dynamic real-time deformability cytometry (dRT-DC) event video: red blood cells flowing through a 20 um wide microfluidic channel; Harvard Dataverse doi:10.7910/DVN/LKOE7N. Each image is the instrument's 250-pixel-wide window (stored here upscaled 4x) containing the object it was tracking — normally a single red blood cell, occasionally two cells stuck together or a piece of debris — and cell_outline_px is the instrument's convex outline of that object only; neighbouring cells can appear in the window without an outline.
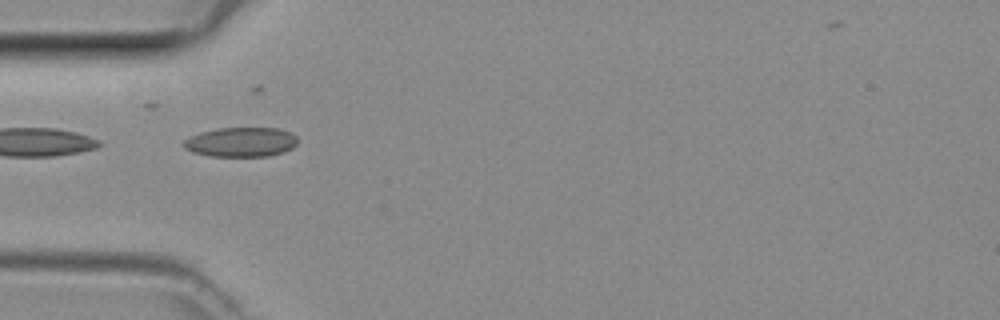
{"species": "common noctule bat (a hibernating species)", "species_latin": "Nyctalus noctula", "temperature_condition": "room temperature", "stored_images_in_passage": 7, "camera_frame_rate_fps": 3000, "um_per_image_px": 0.085, "animal": {"sex": "female", "body_mass_g": 29.2, "forearm_length_mm": 56.3}, "frame": {"image": 1, "passage_image": 4, "time_ms": 1.0, "image_size_px": [1000, 320], "cell_outline_px": [[296, 144], [292, 148], [284, 152], [268, 156], [212, 156], [192, 152], [184, 148], [184, 140], [200, 132], [216, 128], [280, 128], [292, 132], [296, 136]], "centroid_in_image_um": [20.51, 12.07], "position_along_channel_um": 64.5, "area_um2": 19.65}}
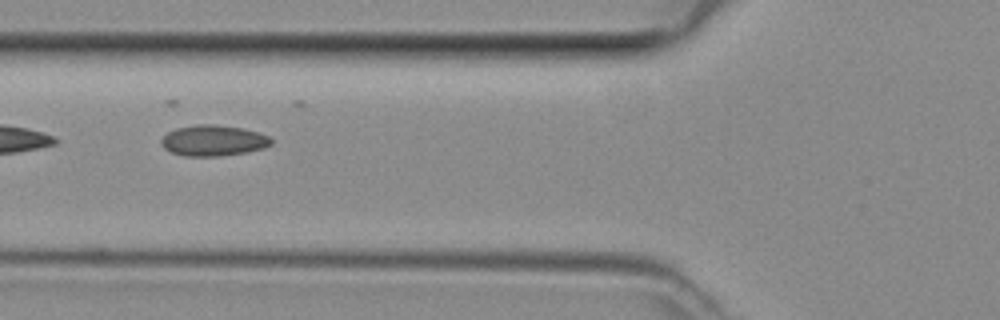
{"frame": {"image": 2, "passage_image": 5, "time_ms": 1.333, "image_size_px": [1000, 320], "cell_outline_px": [[272, 144], [264, 148], [248, 152], [216, 156], [184, 156], [172, 152], [164, 148], [160, 144], [160, 140], [168, 132], [176, 128], [196, 124], [216, 124], [244, 128], [260, 132], [268, 136], [272, 140]], "centroid_in_image_um": [18.14, 11.93], "position_along_channel_um": 107.7, "area_um2": 19.94}}
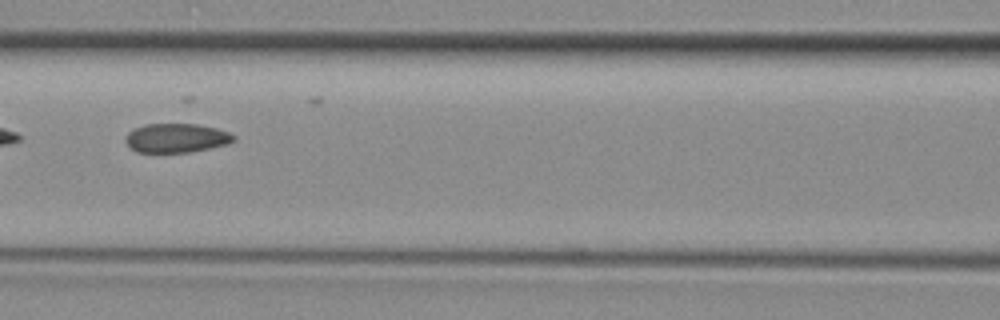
{"frame": {"image": 3, "passage_image": 6, "time_ms": 1.667, "image_size_px": [1000, 320], "cell_outline_px": [[236, 136], [228, 144], [188, 152], [136, 152], [124, 140], [128, 132], [144, 124], [196, 124], [216, 128], [228, 132]], "centroid_in_image_um": [14.97, 11.72], "position_along_channel_um": 151.6, "area_um2": 18.09}}